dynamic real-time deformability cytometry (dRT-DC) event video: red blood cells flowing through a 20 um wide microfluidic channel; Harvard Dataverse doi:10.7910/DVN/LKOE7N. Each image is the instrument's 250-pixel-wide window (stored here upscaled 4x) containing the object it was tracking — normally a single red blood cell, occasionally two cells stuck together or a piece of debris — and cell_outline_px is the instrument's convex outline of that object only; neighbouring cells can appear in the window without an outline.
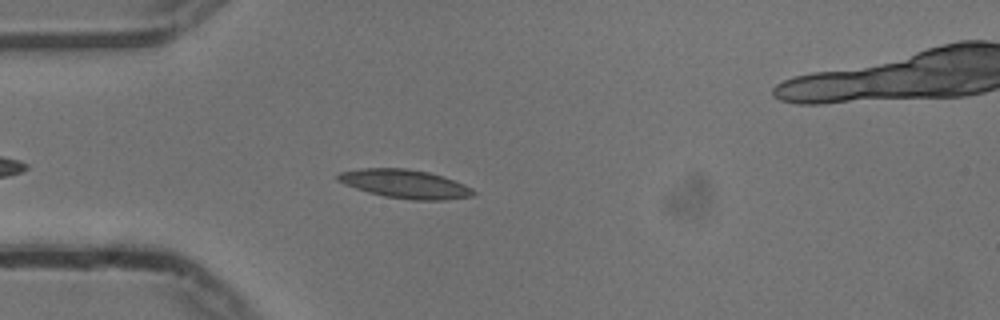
{"species": "common noctule bat (a hibernating species)", "species_latin": "Nyctalus noctula", "temperature_condition": "cold", "stored_images_in_passage": 35, "camera_frame_rate_fps": 3000, "um_per_image_px": 0.085, "animal": {"sex": "male", "body_mass_g": 13.3}, "frame": {"image": 1, "passage_image": 6, "time_ms": 1.667, "image_size_px": [1000, 320], "cell_outline_px": [[476, 192], [472, 196], [444, 200], [412, 200], [384, 196], [368, 192], [344, 184], [336, 180], [336, 176], [340, 172], [360, 168], [408, 168], [428, 172], [444, 176], [464, 184], [472, 188]], "centroid_in_image_um": [34.43, 15.63], "position_along_channel_um": 50.6, "area_um2": 22.72}}
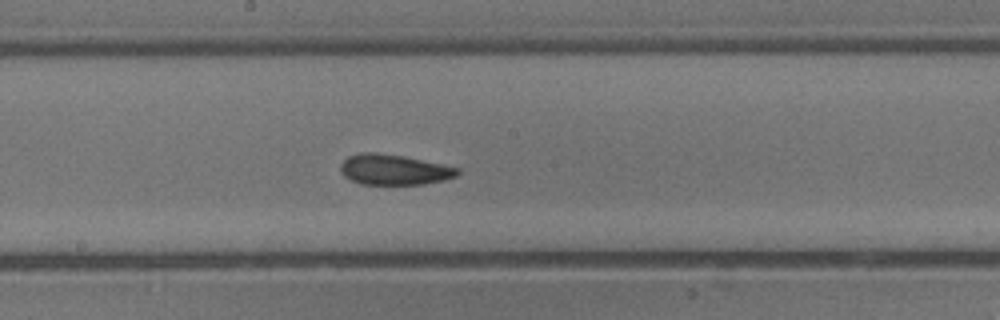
{"frame": {"image": 2, "passage_image": 20, "time_ms": 6.333, "image_size_px": [1000, 320], "cell_outline_px": [[460, 172], [456, 176], [444, 180], [424, 184], [360, 184], [344, 176], [340, 172], [340, 164], [348, 156], [360, 152], [376, 152], [404, 156], [460, 168]], "centroid_in_image_um": [33.47, 14.41], "position_along_channel_um": 214.7, "area_um2": 20.81}}
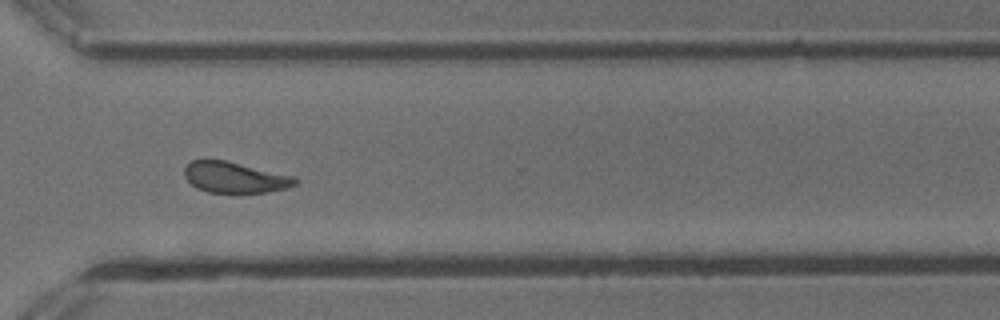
{"frame": {"image": 3, "passage_image": 31, "time_ms": 10.0, "image_size_px": [1000, 320], "cell_outline_px": [[296, 184], [288, 188], [268, 192], [208, 192], [196, 188], [184, 176], [184, 168], [192, 160], [224, 160], [296, 176]], "centroid_in_image_um": [19.97, 15.08], "position_along_channel_um": 350.6, "area_um2": 19.83}, "authors_computed_cell_mechanics": {"area_um2": 21.0392, "velocity_mm_per_s": 3.7183, "shape_relaxation_time_tau1_ms": 4.3675, "shape_relaxation_time_tau2_ms": 2.973, "deformation_change_tau1": 0.1086, "deformation_change_tau2": 0.0936}}